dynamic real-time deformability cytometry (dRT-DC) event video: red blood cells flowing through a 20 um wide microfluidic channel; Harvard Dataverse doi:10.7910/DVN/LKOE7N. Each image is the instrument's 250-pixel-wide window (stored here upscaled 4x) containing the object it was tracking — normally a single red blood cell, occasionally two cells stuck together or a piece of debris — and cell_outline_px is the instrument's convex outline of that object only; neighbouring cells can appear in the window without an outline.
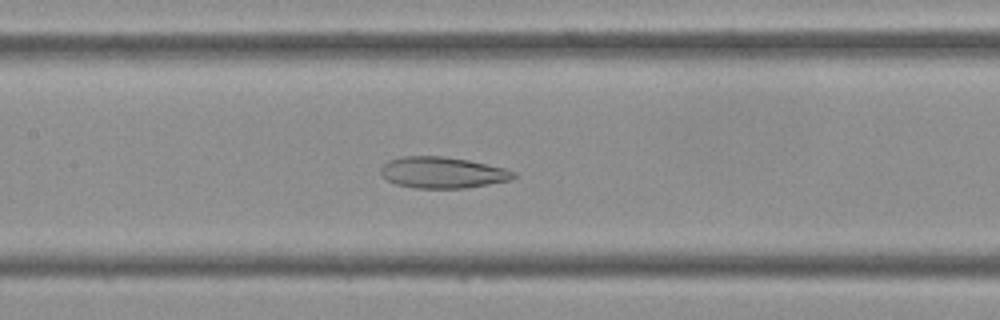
{"species": "Egyptian fruit bat (a non-hibernating species)", "species_latin": "Rousettus aegyptiacus", "temperature_condition": "cold", "stored_images_in_passage": 45, "camera_frame_rate_fps": 3000, "um_per_image_px": 0.085, "frame": {"image": 1, "passage_image": 21, "time_ms": 6.667, "image_size_px": [1000, 320], "cell_outline_px": [[516, 176], [508, 180], [488, 184], [464, 188], [416, 188], [396, 184], [380, 176], [380, 168], [388, 160], [400, 156], [444, 156], [468, 160], [504, 168], [516, 172]], "centroid_in_image_um": [37.56, 14.66], "position_along_channel_um": 169.8, "area_um2": 24.16}}
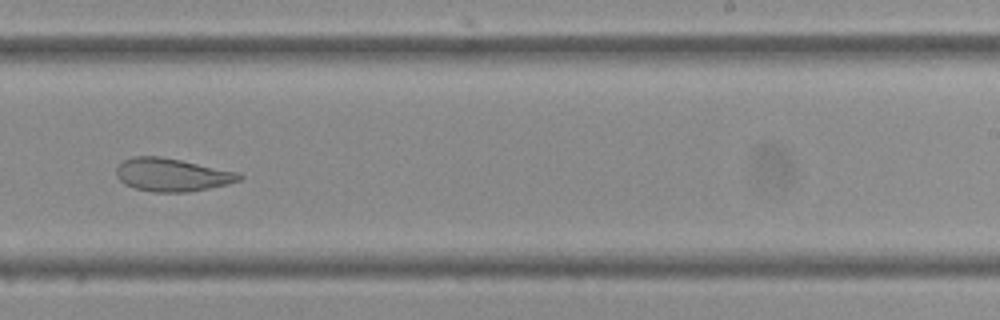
{"frame": {"image": 2, "passage_image": 28, "time_ms": 9.0, "image_size_px": [1000, 320], "cell_outline_px": [[244, 176], [240, 180], [228, 184], [188, 192], [152, 192], [136, 188], [124, 184], [116, 176], [116, 168], [124, 160], [132, 156], [160, 156], [240, 172]], "centroid_in_image_um": [14.63, 14.86], "position_along_channel_um": 274.4, "area_um2": 23.7}}
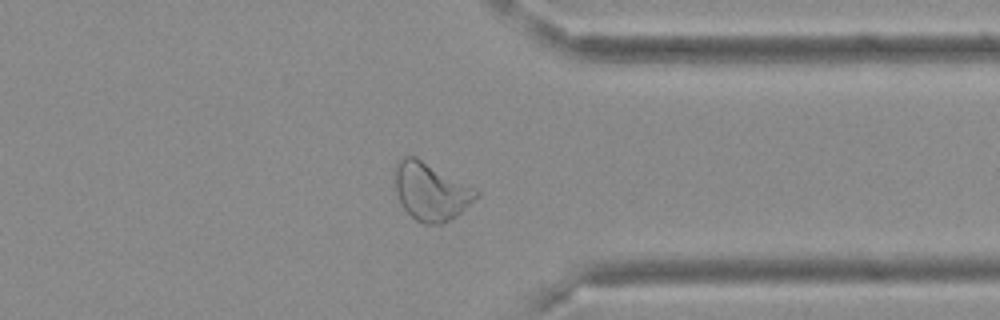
{"frame": {"image": 3, "passage_image": 35, "time_ms": 11.333, "image_size_px": [1000, 320], "cell_outline_px": [[480, 192], [456, 216], [444, 224], [424, 224], [416, 220], [404, 208], [396, 192], [396, 164], [404, 156], [416, 156], [476, 188]], "centroid_in_image_um": [36.63, 16.27], "position_along_channel_um": 374.8, "area_um2": 26.93}}